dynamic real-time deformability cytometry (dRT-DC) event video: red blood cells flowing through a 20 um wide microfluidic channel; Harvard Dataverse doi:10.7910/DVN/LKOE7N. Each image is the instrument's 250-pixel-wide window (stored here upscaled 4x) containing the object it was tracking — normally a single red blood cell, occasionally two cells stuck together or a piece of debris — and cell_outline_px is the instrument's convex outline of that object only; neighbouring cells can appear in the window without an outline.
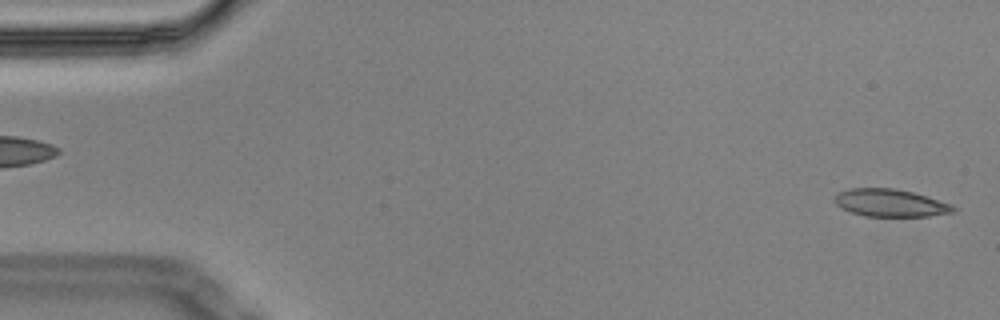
{"species": "Egyptian fruit bat (a non-hibernating species)", "species_latin": "Rousettus aegyptiacus", "temperature_condition": "cold", "stored_images_in_passage": 5, "segment_of_instrument_passage": [2, 2], "camera_frame_rate_fps": 3000, "um_per_image_px": 0.085, "animal": {"sex": "male"}, "frame": {"image": 1, "passage_image": 5, "time_ms": 1.333, "image_size_px": [1000, 320], "cell_outline_px": [[960, 208], [956, 212], [928, 216], [864, 216], [852, 212], [836, 204], [832, 200], [836, 192], [852, 188], [892, 188], [912, 192], [952, 204]], "centroid_in_image_um": [75.7, 17.25], "position_along_channel_um": 9.3, "area_um2": 19.13}}